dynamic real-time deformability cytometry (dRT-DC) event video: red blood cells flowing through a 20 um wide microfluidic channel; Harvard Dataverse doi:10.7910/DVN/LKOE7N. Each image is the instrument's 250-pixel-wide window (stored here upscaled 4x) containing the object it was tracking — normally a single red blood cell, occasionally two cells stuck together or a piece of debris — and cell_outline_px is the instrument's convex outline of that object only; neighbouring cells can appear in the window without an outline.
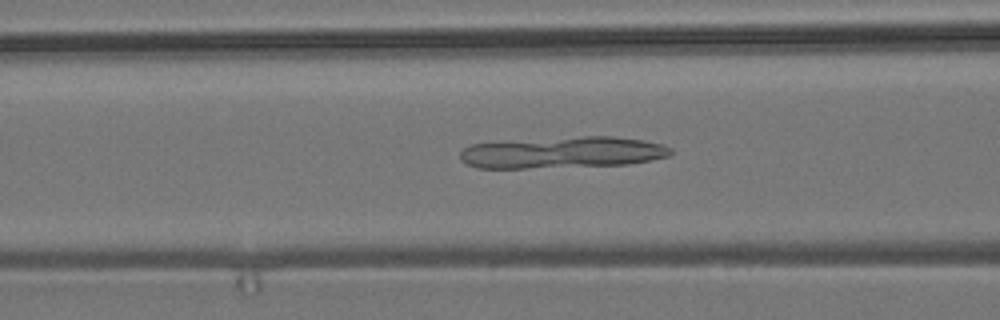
{"species": "common noctule bat (a hibernating species)", "species_latin": "Nyctalus noctula", "temperature_condition": "room temperature", "stored_images_in_passage": 51, "camera_frame_rate_fps": 3000, "um_per_image_px": 0.085, "animal": {"sex": "male", "body_mass_g": 19.2, "forearm_length_mm": 51.8}, "frame": {"image": 1, "passage_image": 18, "time_ms": 5.667, "image_size_px": [1000, 320], "cell_outline_px": [[672, 152], [668, 156], [652, 160], [628, 164], [524, 168], [476, 168], [460, 160], [460, 152], [464, 148], [472, 144], [508, 140], [584, 136], [612, 136], [644, 140], [664, 144], [672, 148]], "centroid_in_image_um": [47.81, 12.95], "position_along_channel_um": 118.8, "area_um2": 38.9}}
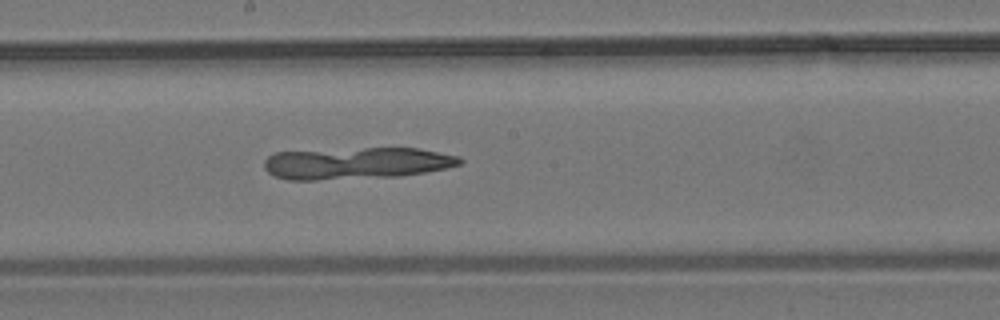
{"frame": {"image": 2, "passage_image": 26, "time_ms": 8.333, "image_size_px": [1000, 320], "cell_outline_px": [[464, 160], [460, 164], [448, 168], [400, 176], [316, 180], [288, 180], [272, 176], [264, 168], [264, 160], [268, 156], [276, 152], [364, 148], [420, 148], [460, 156]], "centroid_in_image_um": [30.31, 13.87], "position_along_channel_um": 217.9, "area_um2": 36.47}}
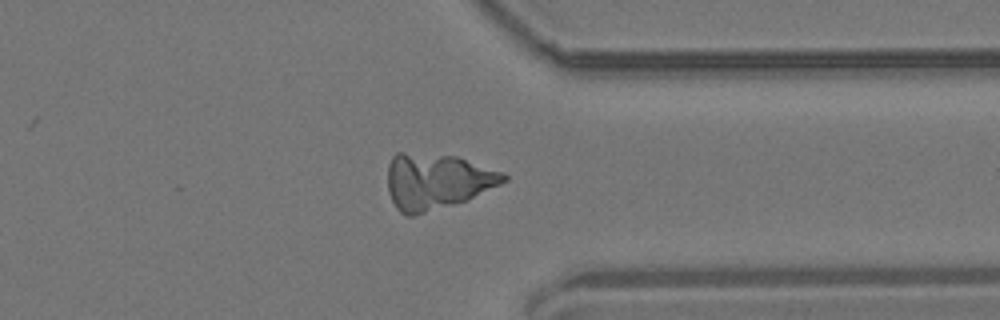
{"frame": {"image": 3, "passage_image": 39, "time_ms": 12.667, "image_size_px": [1000, 320], "cell_outline_px": [[508, 180], [468, 200], [412, 216], [404, 216], [396, 208], [388, 192], [388, 164], [392, 156], [396, 152], [404, 152], [456, 156], [504, 172], [508, 176]], "centroid_in_image_um": [37.11, 15.41], "position_along_channel_um": 374.3, "area_um2": 37.74}}